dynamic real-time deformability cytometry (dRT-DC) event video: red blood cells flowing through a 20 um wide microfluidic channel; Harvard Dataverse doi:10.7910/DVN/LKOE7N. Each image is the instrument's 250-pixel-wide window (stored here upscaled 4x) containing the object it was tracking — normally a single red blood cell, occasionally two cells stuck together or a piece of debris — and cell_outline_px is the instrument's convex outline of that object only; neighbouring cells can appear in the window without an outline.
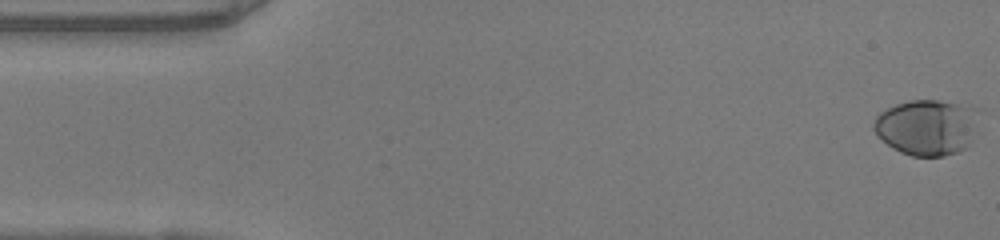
{"species": "human", "species_latin": "Homo sapiens", "temperature_condition": "warm", "stored_images_in_passage": 50, "camera_frame_rate_fps": 3000, "um_per_image_px": 0.085, "donor": {"sex": "female"}, "frame": {"image": 1, "passage_image": 1, "time_ms": 0.0, "image_size_px": [1000, 240], "cell_outline_px": [[980, 108], [972, 140], [968, 148], [960, 152], [944, 156], [912, 156], [900, 152], [892, 148], [872, 128], [872, 124], [876, 116], [880, 112], [896, 104], [908, 100], [936, 100]], "centroid_in_image_um": [78.82, 10.82], "position_along_channel_um": 6.2, "area_um2": 34.45}}
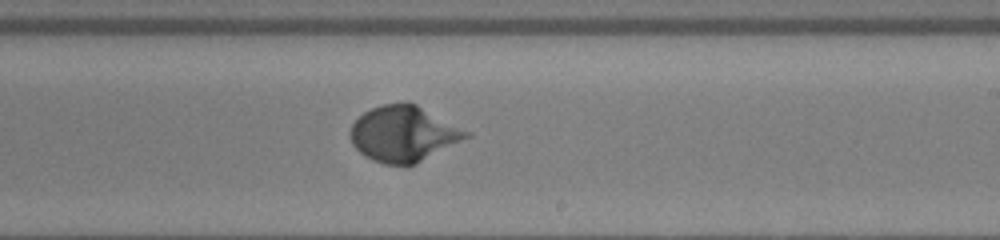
{"frame": {"image": 2, "passage_image": 29, "time_ms": 9.333, "image_size_px": [1000, 240], "cell_outline_px": [[472, 136], [408, 168], [404, 168], [384, 164], [372, 160], [364, 156], [352, 144], [348, 132], [352, 124], [364, 112], [372, 108], [384, 104], [416, 104], [472, 132]], "centroid_in_image_um": [34.32, 11.43], "position_along_channel_um": 254.7, "area_um2": 38.03}}
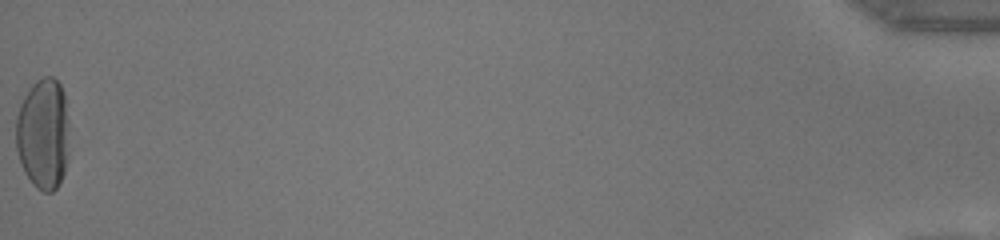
{"frame": {"image": 3, "passage_image": 50, "time_ms": 16.333, "image_size_px": [1000, 240], "cell_outline_px": [[68, 160], [60, 184], [52, 192], [44, 192], [36, 188], [32, 184], [24, 172], [16, 148], [16, 116], [20, 104], [24, 96], [32, 84], [36, 80], [44, 76], [52, 76], [60, 84], [64, 92], [68, 120]], "centroid_in_image_um": [3.68, 11.38], "position_along_channel_um": 431.5, "area_um2": 35.03}, "authors_computed_cell_mechanics": {"area_um2": 34.3043, "velocity_mm_per_s": 4.0979, "shape_relaxation_time_tau1_ms": 3.1063, "shape_relaxation_time_tau2_ms": null, "deformation_change_tau1": 0.193, "deformation_change_tau2": null}}